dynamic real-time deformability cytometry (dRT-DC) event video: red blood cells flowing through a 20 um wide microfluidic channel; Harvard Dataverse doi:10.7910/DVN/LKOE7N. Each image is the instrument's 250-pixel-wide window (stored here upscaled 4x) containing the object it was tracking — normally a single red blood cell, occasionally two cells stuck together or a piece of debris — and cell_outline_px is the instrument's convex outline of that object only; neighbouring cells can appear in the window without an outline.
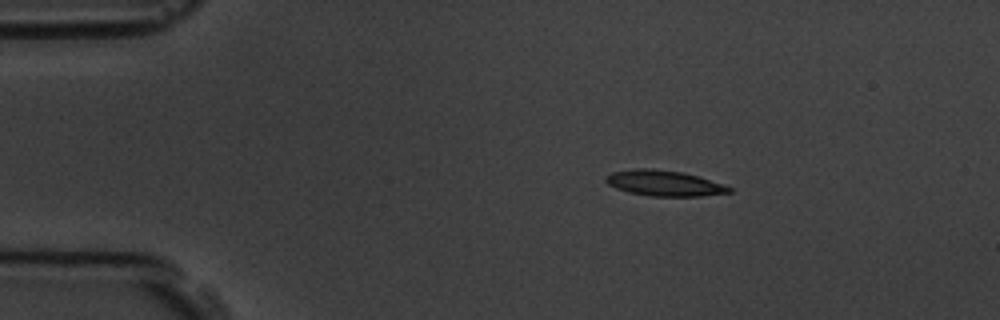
{"species": "common noctule bat (a hibernating species)", "species_latin": "Nyctalus noctula", "temperature_condition": "room temperature", "stored_images_in_passage": 4, "camera_frame_rate_fps": 3000, "um_per_image_px": 0.085, "animal": {"sex": "male", "body_mass_g": 19.5, "forearm_length_mm": 54.6}, "frame": {"image": 1, "passage_image": 2, "time_ms": 1.0, "image_size_px": [1000, 320], "cell_outline_px": [[732, 192], [700, 196], [652, 196], [628, 192], [616, 188], [608, 184], [604, 180], [604, 176], [612, 172], [636, 168], [652, 168], [680, 172], [696, 176], [724, 184], [732, 188]], "centroid_in_image_um": [56.42, 15.57], "position_along_channel_um": 28.6, "area_um2": 18.32}}
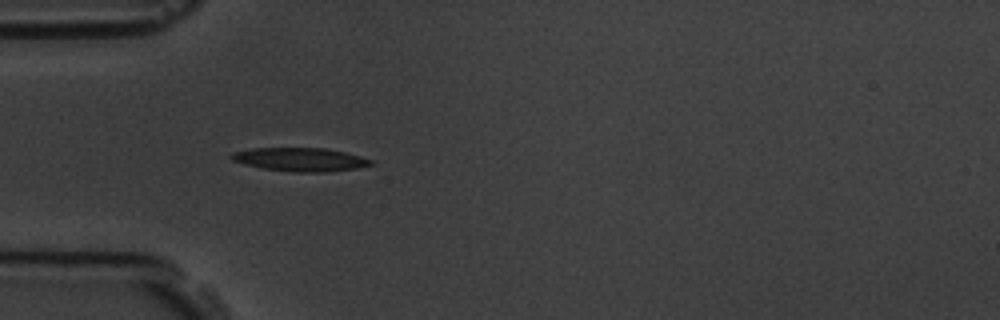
{"frame": {"image": 2, "passage_image": 4, "time_ms": 3.333, "image_size_px": [1000, 320], "cell_outline_px": [[376, 164], [356, 168], [328, 172], [292, 172], [264, 168], [244, 164], [232, 160], [228, 156], [232, 152], [252, 148], [324, 148], [344, 152], [360, 156], [372, 160]], "centroid_in_image_um": [25.51, 13.55], "position_along_channel_um": 59.5, "area_um2": 19.13}}